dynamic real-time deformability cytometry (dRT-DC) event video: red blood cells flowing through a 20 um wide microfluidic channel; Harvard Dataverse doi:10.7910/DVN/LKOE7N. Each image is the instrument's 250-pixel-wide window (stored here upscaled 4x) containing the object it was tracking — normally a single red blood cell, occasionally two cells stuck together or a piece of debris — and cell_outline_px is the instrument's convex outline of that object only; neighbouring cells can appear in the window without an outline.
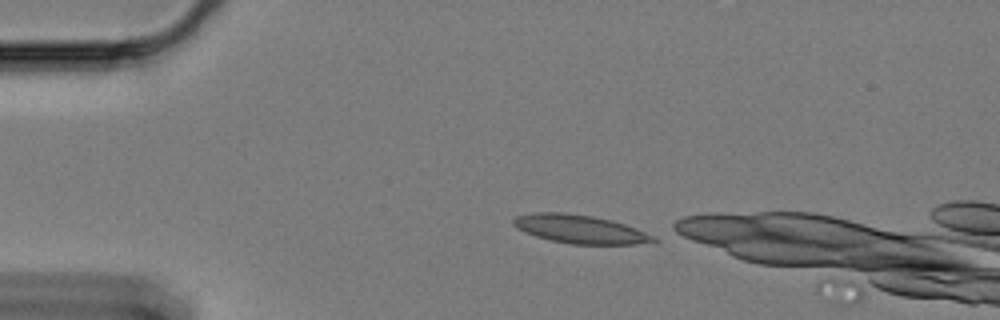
{"species": "Egyptian fruit bat (a non-hibernating species)", "species_latin": "Rousettus aegyptiacus", "temperature_condition": "cold", "stored_images_in_passage": 5, "camera_frame_rate_fps": 3000, "um_per_image_px": 0.085, "animal": {"sex": "female"}, "frame": {"image": 1, "passage_image": 1, "time_ms": 0.0, "image_size_px": [1000, 320], "cell_outline_px": [[660, 240], [636, 244], [572, 244], [552, 240], [536, 236], [524, 232], [516, 228], [512, 224], [512, 220], [516, 216], [532, 212], [564, 212], [592, 216], [612, 220], [636, 228], [656, 236]], "centroid_in_image_um": [49.29, 19.47], "position_along_channel_um": 35.7, "area_um2": 23.29}}